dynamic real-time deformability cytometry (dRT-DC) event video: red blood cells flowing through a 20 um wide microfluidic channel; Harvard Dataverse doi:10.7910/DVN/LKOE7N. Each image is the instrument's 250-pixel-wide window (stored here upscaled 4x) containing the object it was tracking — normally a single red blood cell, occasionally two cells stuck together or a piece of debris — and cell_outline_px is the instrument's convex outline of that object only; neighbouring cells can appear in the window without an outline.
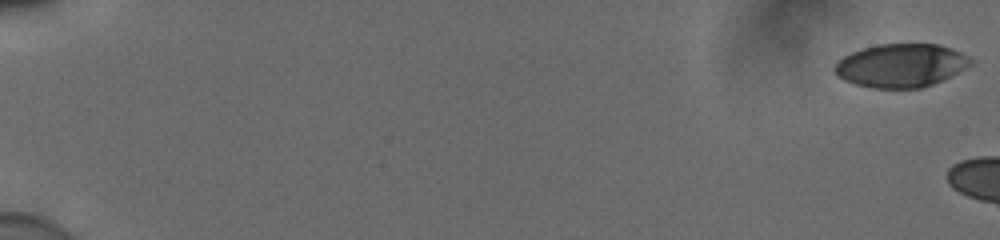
{"species": "human", "species_latin": "Homo sapiens", "temperature_condition": "cold", "stored_images_in_passage": 7, "camera_frame_rate_fps": 3000, "um_per_image_px": 0.085, "donor": {"sex": "male"}, "frame": {"image": 1, "passage_image": 1, "time_ms": 0.0, "image_size_px": [1000, 240], "cell_outline_px": [[976, 60], [972, 64], [932, 84], [920, 88], [872, 88], [856, 84], [844, 80], [836, 76], [832, 68], [844, 56], [852, 52], [864, 48], [880, 44], [940, 44], [952, 48]], "centroid_in_image_um": [76.57, 5.56], "position_along_channel_um": 8.4, "area_um2": 34.22}}